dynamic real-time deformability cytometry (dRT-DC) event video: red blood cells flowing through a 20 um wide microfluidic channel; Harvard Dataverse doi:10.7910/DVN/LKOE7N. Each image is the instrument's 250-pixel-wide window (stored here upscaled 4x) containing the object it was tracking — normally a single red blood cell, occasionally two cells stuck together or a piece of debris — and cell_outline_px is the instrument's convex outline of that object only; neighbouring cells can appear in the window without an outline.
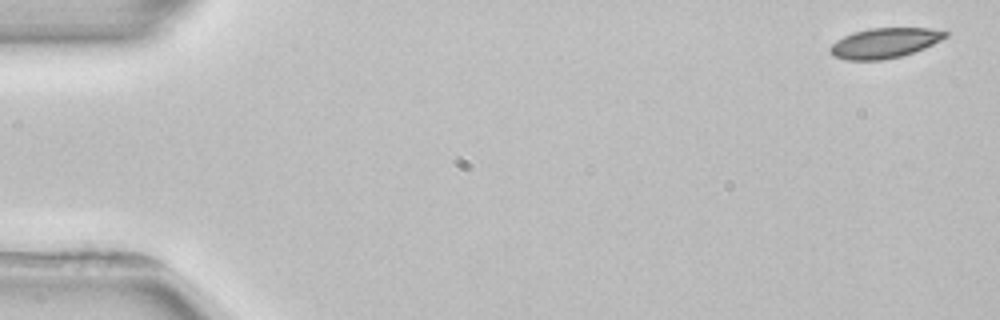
{"species": "common noctule bat (a hibernating species)", "species_latin": "Nyctalus noctula", "temperature_condition": "room temperature", "stored_images_in_passage": 4, "camera_frame_rate_fps": 3000, "um_per_image_px": 0.085, "animal": {"sex": "female", "body_mass_g": 22.7, "forearm_length_mm": 54.2}, "frame": {"image": 1, "passage_image": 1, "time_ms": 0.0, "image_size_px": [1000, 320], "cell_outline_px": [[948, 36], [924, 48], [900, 56], [884, 60], [848, 60], [836, 56], [828, 52], [828, 48], [836, 40], [844, 36], [856, 32], [872, 28], [928, 28], [948, 32]], "centroid_in_image_um": [75.17, 3.66], "position_along_channel_um": 9.8, "area_um2": 19.94}}
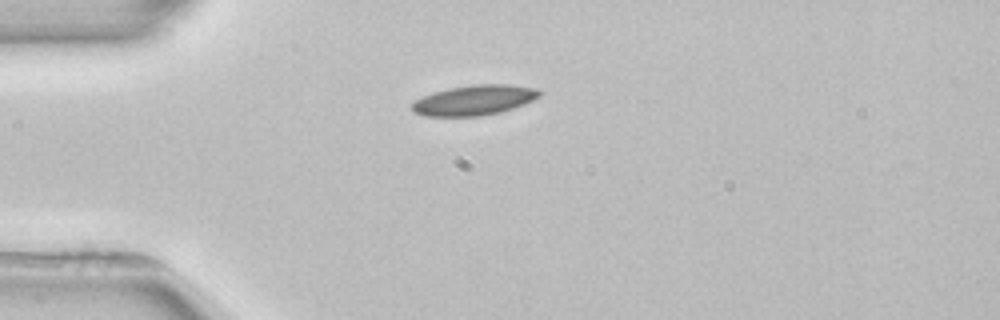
{"frame": {"image": 2, "passage_image": 3, "time_ms": 4.0, "image_size_px": [1000, 320], "cell_outline_px": [[544, 92], [540, 96], [524, 104], [500, 112], [480, 116], [424, 116], [412, 112], [412, 104], [416, 100], [424, 96], [448, 88], [472, 84], [508, 84], [536, 88]], "centroid_in_image_um": [40.33, 8.51], "position_along_channel_um": 44.7, "area_um2": 22.37}}
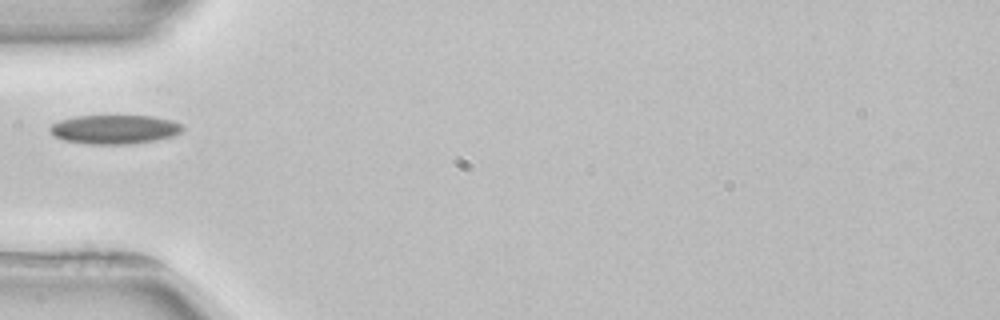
{"frame": {"image": 3, "passage_image": 4, "time_ms": 5.333, "image_size_px": [1000, 320], "cell_outline_px": [[184, 128], [180, 132], [172, 136], [156, 140], [128, 144], [88, 144], [64, 140], [48, 132], [48, 128], [52, 124], [60, 120], [76, 116], [152, 116], [172, 120], [180, 124]], "centroid_in_image_um": [9.71, 10.99], "position_along_channel_um": 75.3, "area_um2": 22.37}}